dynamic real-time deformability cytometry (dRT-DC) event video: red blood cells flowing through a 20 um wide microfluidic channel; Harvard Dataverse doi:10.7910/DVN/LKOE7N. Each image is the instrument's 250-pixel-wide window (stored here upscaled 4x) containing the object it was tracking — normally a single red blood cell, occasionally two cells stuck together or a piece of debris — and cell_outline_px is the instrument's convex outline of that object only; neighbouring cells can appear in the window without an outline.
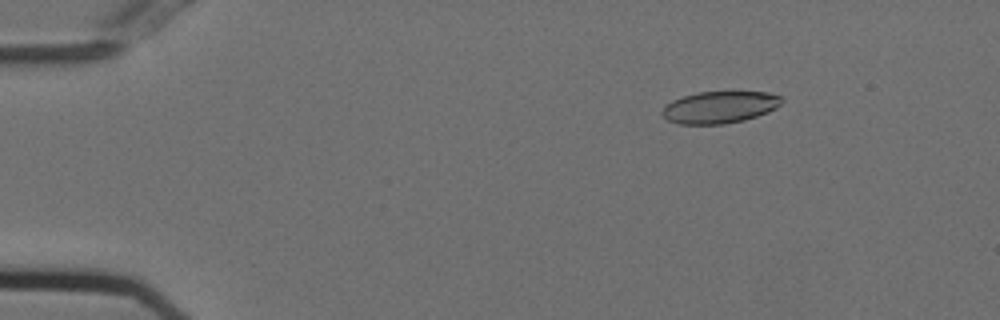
{"species": "Egyptian fruit bat (a non-hibernating species)", "species_latin": "Rousettus aegyptiacus", "temperature_condition": "cold", "stored_images_in_passage": 19, "camera_frame_rate_fps": 3000, "um_per_image_px": 0.085, "animal": {"sex": "female"}, "frame": {"image": 1, "passage_image": 8, "time_ms": 2.333, "image_size_px": [1000, 320], "cell_outline_px": [[784, 100], [776, 108], [768, 112], [744, 120], [724, 124], [680, 124], [668, 120], [660, 112], [672, 100], [696, 92], [768, 92], [780, 96]], "centroid_in_image_um": [61.18, 9.11], "position_along_channel_um": 23.8, "area_um2": 22.14}}
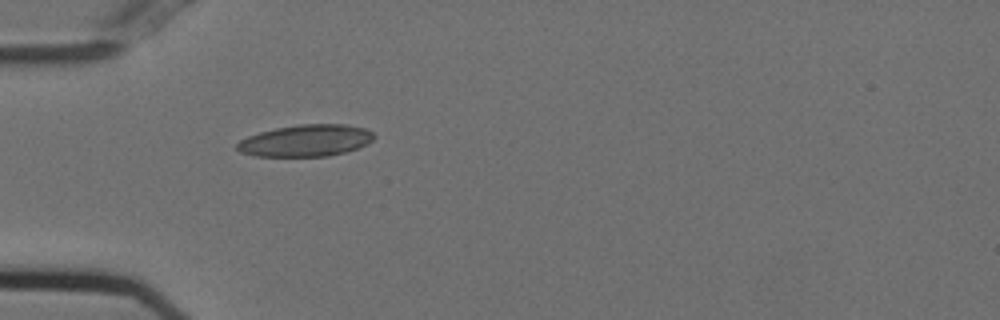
{"frame": {"image": 2, "passage_image": 17, "time_ms": 5.333, "image_size_px": [1000, 320], "cell_outline_px": [[376, 136], [368, 144], [344, 152], [328, 156], [256, 156], [240, 152], [236, 148], [236, 144], [240, 140], [248, 136], [260, 132], [276, 128], [300, 124], [348, 124], [364, 128], [372, 132]], "centroid_in_image_um": [26.0, 11.94], "position_along_channel_um": 59.0, "area_um2": 25.32}}